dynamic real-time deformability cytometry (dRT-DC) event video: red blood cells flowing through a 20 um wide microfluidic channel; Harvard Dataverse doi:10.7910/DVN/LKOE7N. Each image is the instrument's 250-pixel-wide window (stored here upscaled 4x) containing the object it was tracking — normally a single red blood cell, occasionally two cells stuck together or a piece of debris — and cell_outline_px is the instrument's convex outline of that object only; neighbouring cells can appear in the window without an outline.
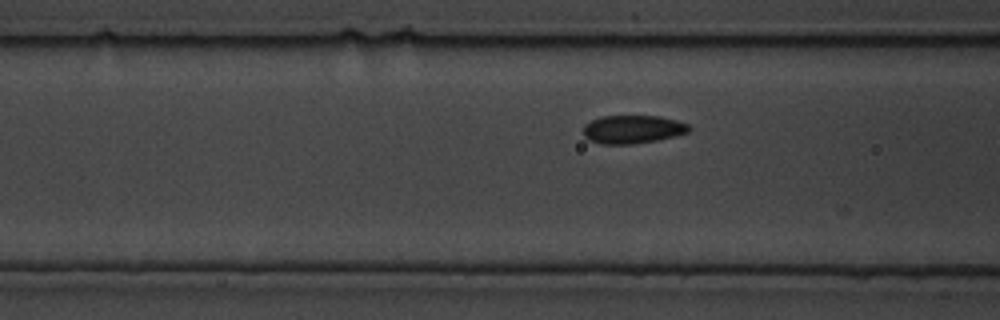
{"species": "common noctule bat (a hibernating species)", "species_latin": "Nyctalus noctula", "temperature_condition": "cold", "stored_images_in_passage": 10, "camera_frame_rate_fps": 3000, "um_per_image_px": 0.085, "animal": {"sex": "male", "body_mass_g": 19.5, "forearm_length_mm": 54.6}, "frame": {"image": 1, "passage_image": 9, "time_ms": 2.667, "image_size_px": [1000, 320], "cell_outline_px": [[692, 128], [688, 132], [676, 136], [656, 140], [632, 144], [600, 144], [588, 140], [584, 136], [584, 124], [600, 116], [660, 116], [676, 120], [688, 124]], "centroid_in_image_um": [53.77, 10.99], "position_along_channel_um": 112.8, "area_um2": 17.51}}